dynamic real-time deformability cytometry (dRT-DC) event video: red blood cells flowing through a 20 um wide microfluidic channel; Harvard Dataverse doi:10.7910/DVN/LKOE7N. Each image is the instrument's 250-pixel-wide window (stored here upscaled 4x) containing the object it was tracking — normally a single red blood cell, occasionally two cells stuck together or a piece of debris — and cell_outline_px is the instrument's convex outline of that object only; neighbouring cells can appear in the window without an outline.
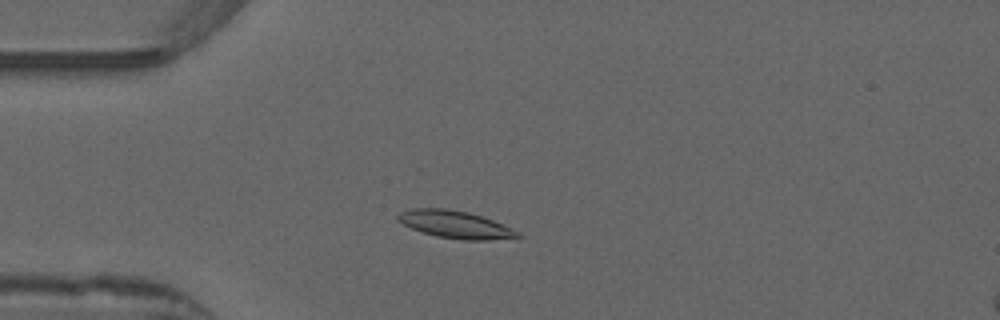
{"species": "common noctule bat (a hibernating species)", "species_latin": "Nyctalus noctula", "temperature_condition": "warm", "stored_images_in_passage": 50, "camera_frame_rate_fps": 3000, "um_per_image_px": 0.085, "animal": {"sex": "male", "forearm_length_mm": 52.5}, "frame": {"image": 1, "passage_image": 11, "time_ms": 3.333, "image_size_px": [1000, 320], "cell_outline_px": [[520, 236], [488, 240], [464, 240], [436, 236], [412, 228], [396, 220], [396, 216], [400, 212], [412, 208], [444, 208], [468, 212], [492, 220], [520, 232]], "centroid_in_image_um": [38.65, 19.07], "position_along_channel_um": 46.4, "area_um2": 18.84}}
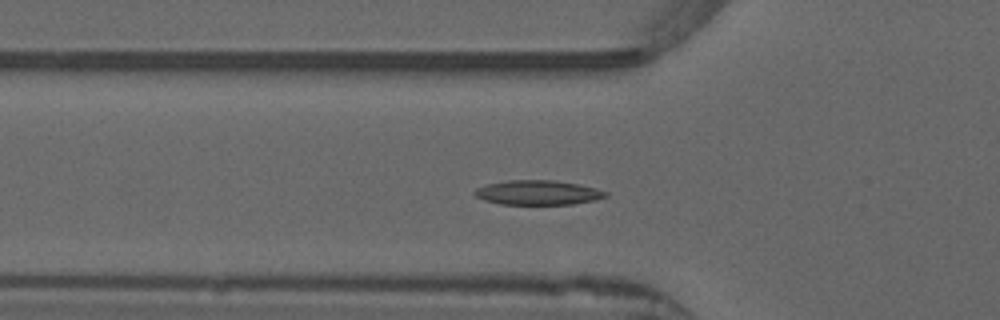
{"frame": {"image": 2, "passage_image": 15, "time_ms": 4.667, "image_size_px": [1000, 320], "cell_outline_px": [[608, 196], [596, 200], [572, 204], [500, 204], [484, 200], [476, 196], [472, 192], [476, 188], [488, 184], [508, 180], [552, 180], [580, 184], [596, 188], [608, 192]], "centroid_in_image_um": [45.74, 16.37], "position_along_channel_um": 80.1, "area_um2": 18.79}}
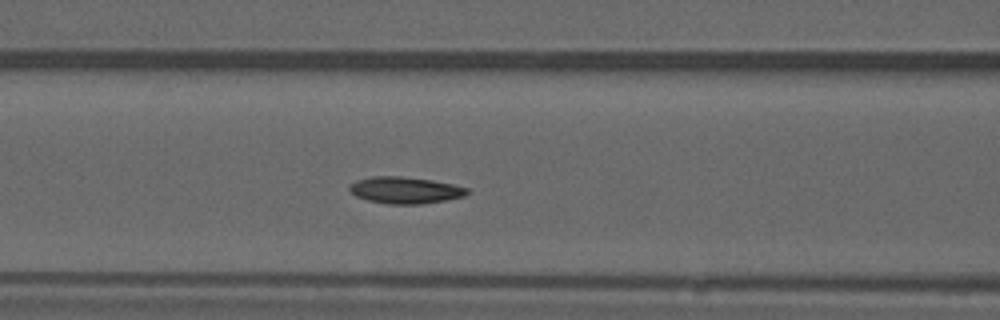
{"frame": {"image": 3, "passage_image": 19, "time_ms": 6.0, "image_size_px": [1000, 320], "cell_outline_px": [[472, 192], [464, 196], [444, 200], [420, 204], [388, 204], [368, 200], [356, 196], [348, 188], [356, 180], [372, 176], [400, 176], [432, 180], [452, 184], [468, 188]], "centroid_in_image_um": [34.46, 16.16], "position_along_channel_um": 132.1, "area_um2": 18.21}, "authors_computed_cell_mechanics": {"area_um2": 17.8602, "velocity_mm_per_s": 3.8656, "shape_relaxation_time_tau1_ms": 5.8943, "shape_relaxation_time_tau2_ms": 3.2096, "deformation_change_tau1": 0.1616, "deformation_change_tau2": 0.0663}}